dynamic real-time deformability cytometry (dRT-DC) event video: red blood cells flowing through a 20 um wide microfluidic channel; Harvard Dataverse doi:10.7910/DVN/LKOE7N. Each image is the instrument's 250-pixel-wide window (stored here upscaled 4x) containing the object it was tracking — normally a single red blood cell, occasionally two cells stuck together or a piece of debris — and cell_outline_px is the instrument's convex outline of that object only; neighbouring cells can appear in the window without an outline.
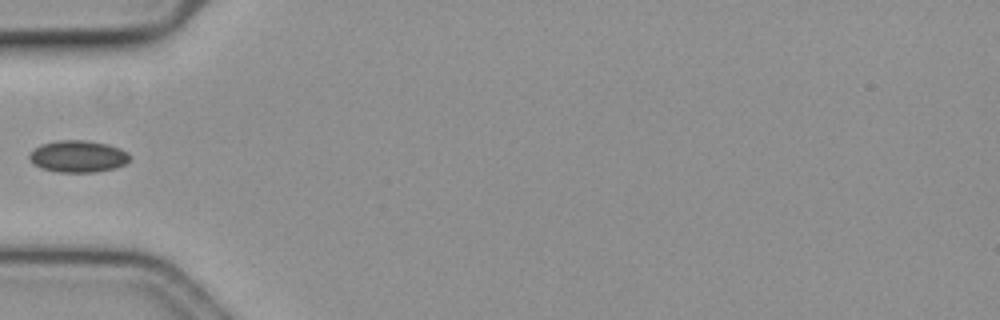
{"species": "common noctule bat (a hibernating species)", "species_latin": "Nyctalus noctula", "temperature_condition": "cold", "stored_images_in_passage": 39, "camera_frame_rate_fps": 3000, "um_per_image_px": 0.085, "animal": {"sex": "female", "body_mass_g": 19.3, "forearm_length_mm": 54.1}, "frame": {"image": 1, "passage_image": 1, "time_ms": 0.0, "image_size_px": [1000, 320], "cell_outline_px": [[132, 156], [124, 164], [112, 168], [96, 172], [56, 172], [40, 168], [32, 164], [28, 156], [40, 144], [56, 140], [88, 140], [108, 144], [120, 148], [128, 152]], "centroid_in_image_um": [6.62, 13.28], "position_along_channel_um": 78.4, "area_um2": 18.79}}
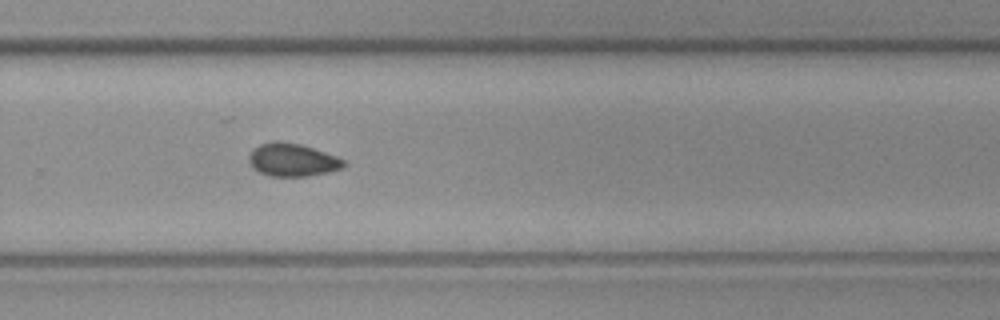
{"frame": {"image": 2, "passage_image": 20, "time_ms": 6.333, "image_size_px": [1000, 320], "cell_outline_px": [[344, 168], [328, 172], [308, 176], [268, 176], [260, 172], [248, 160], [248, 156], [260, 144], [272, 140], [276, 140], [300, 144], [336, 156], [344, 160]], "centroid_in_image_um": [24.86, 13.59], "position_along_channel_um": 304.9, "area_um2": 17.98}}
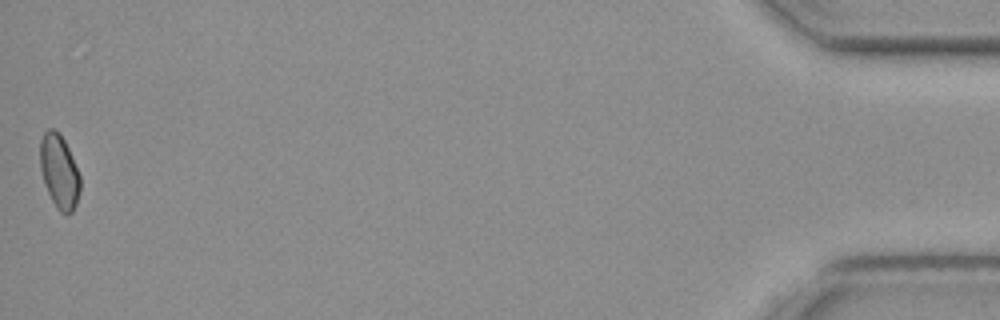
{"frame": {"image": 3, "passage_image": 39, "time_ms": 12.667, "image_size_px": [1000, 320], "cell_outline_px": [[80, 192], [76, 204], [72, 212], [68, 216], [60, 212], [56, 208], [44, 184], [40, 168], [40, 140], [44, 132], [48, 128], [56, 128], [60, 132], [68, 148], [80, 176]], "centroid_in_image_um": [5.03, 14.57], "position_along_channel_um": 430.2, "area_um2": 17.46}}